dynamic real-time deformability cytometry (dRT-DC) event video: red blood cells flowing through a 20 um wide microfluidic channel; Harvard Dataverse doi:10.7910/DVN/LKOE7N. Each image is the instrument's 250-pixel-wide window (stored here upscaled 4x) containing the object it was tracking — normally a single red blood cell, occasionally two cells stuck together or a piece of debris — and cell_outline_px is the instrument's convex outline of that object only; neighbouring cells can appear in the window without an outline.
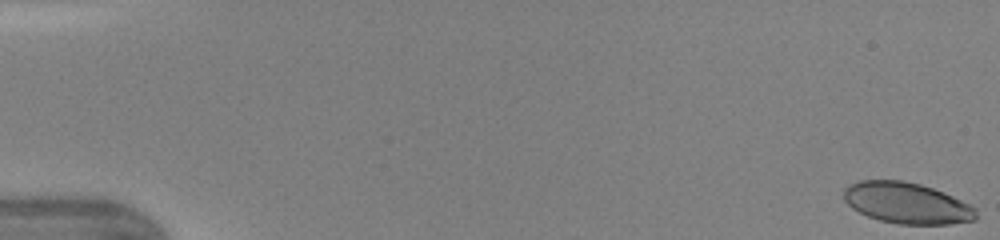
{"species": "human", "species_latin": "Homo sapiens", "temperature_condition": "warm", "stored_images_in_passage": 47, "camera_frame_rate_fps": 3000, "um_per_image_px": 0.085, "donor": {"sex": "female"}, "frame": {"image": 1, "passage_image": 1, "time_ms": 0.0, "image_size_px": [1000, 240], "cell_outline_px": [[976, 220], [948, 224], [900, 224], [880, 220], [868, 216], [852, 208], [844, 200], [844, 188], [848, 184], [860, 180], [904, 180], [920, 184], [944, 192], [976, 208]], "centroid_in_image_um": [77.06, 17.25], "position_along_channel_um": 7.9, "area_um2": 31.62}}
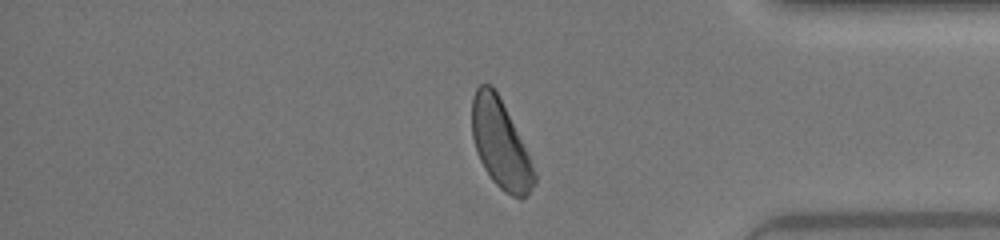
{"frame": {"image": 2, "passage_image": 40, "time_ms": 13.0, "image_size_px": [1000, 240], "cell_outline_px": [[536, 184], [520, 200], [504, 192], [492, 180], [484, 168], [480, 160], [472, 136], [472, 96], [476, 88], [480, 84], [492, 84], [536, 172]], "centroid_in_image_um": [42.51, 12.28], "position_along_channel_um": 392.7, "area_um2": 31.21}}
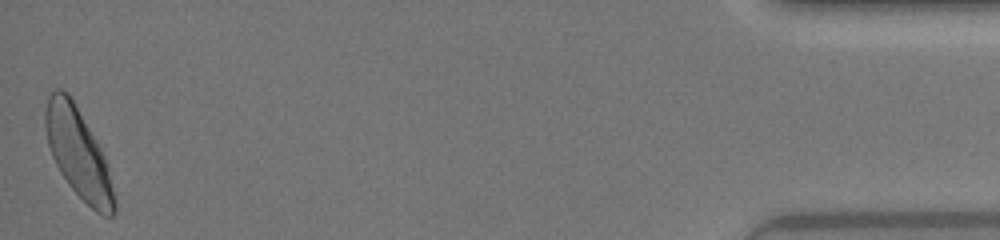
{"frame": {"image": 3, "passage_image": 47, "time_ms": 15.333, "image_size_px": [1000, 240], "cell_outline_px": [[116, 212], [112, 216], [104, 216], [96, 212], [68, 184], [60, 172], [52, 156], [48, 144], [44, 128], [44, 112], [48, 96], [56, 88], [60, 88], [68, 92], [100, 148], [104, 156], [116, 200]], "centroid_in_image_um": [6.63, 13.02], "position_along_channel_um": 428.6, "area_um2": 35.49}, "authors_computed_cell_mechanics": {"area_um2": 34.0442, "velocity_mm_per_s": 4.3619, "shape_relaxation_time_tau1_ms": 2.3608, "shape_relaxation_time_tau2_ms": 0.7729, "deformation_change_tau1": 0.1144, "deformation_change_tau2": 0.0607}}